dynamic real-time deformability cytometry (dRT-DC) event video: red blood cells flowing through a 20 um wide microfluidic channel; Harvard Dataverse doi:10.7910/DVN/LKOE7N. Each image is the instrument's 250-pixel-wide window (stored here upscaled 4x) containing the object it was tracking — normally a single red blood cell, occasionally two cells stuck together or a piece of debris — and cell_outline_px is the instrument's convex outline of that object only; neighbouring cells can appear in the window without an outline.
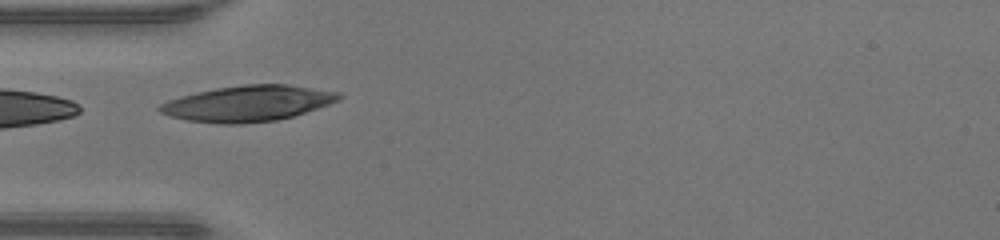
{"species": "human", "species_latin": "Homo sapiens", "temperature_condition": "warm", "stored_images_in_passage": 32, "camera_frame_rate_fps": 3000, "um_per_image_px": 0.085, "donor": {"sex": "male"}, "frame": {"image": 1, "passage_image": 1, "time_ms": 0.0, "image_size_px": [1000, 240], "cell_outline_px": [[344, 96], [340, 100], [292, 116], [276, 120], [244, 124], [220, 124], [188, 120], [172, 116], [160, 112], [156, 108], [160, 104], [168, 100], [180, 96], [196, 92], [216, 88], [244, 84], [288, 84], [340, 92]], "centroid_in_image_um": [21.07, 8.78], "position_along_channel_um": 63.9, "area_um2": 37.34}}
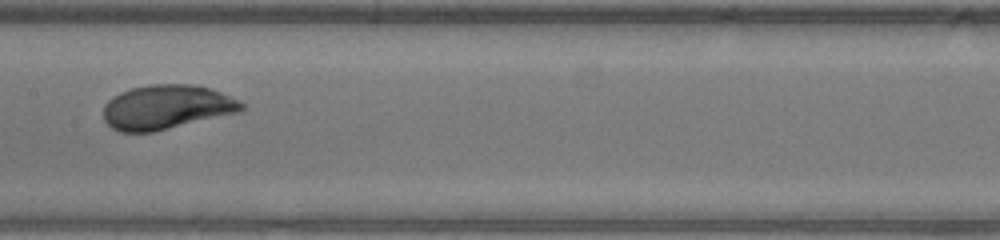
{"frame": {"image": 2, "passage_image": 10, "time_ms": 3.0, "image_size_px": [1000, 240], "cell_outline_px": [[244, 108], [240, 112], [152, 132], [120, 132], [112, 128], [104, 120], [104, 104], [108, 100], [120, 92], [132, 88], [152, 84], [192, 84], [208, 88], [220, 92], [240, 100], [244, 104]], "centroid_in_image_um": [14.15, 9.1], "position_along_channel_um": 193.2, "area_um2": 35.6}}
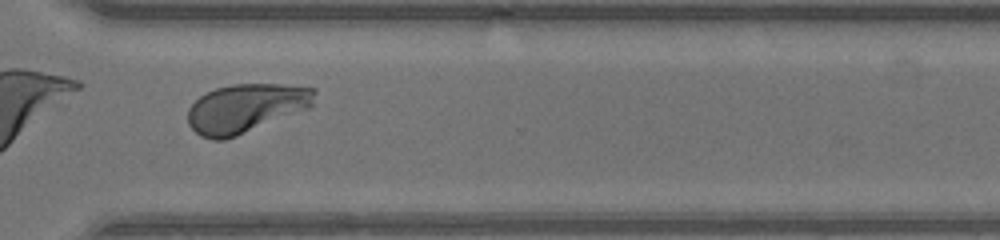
{"frame": {"image": 3, "passage_image": 21, "time_ms": 6.667, "image_size_px": [1000, 240], "cell_outline_px": [[316, 92], [312, 108], [236, 136], [224, 140], [212, 140], [200, 136], [188, 124], [188, 108], [200, 96], [216, 88], [232, 84], [280, 84], [316, 88]], "centroid_in_image_um": [20.93, 9.2], "position_along_channel_um": 349.7, "area_um2": 36.3}, "authors_computed_cell_mechanics": {"area_um2": 35.8071, "velocity_mm_per_s": 4.2784, "shape_relaxation_time_tau1_ms": 2.1811, "shape_relaxation_time_tau2_ms": null, "deformation_change_tau1": 0.169, "deformation_change_tau2": null}}